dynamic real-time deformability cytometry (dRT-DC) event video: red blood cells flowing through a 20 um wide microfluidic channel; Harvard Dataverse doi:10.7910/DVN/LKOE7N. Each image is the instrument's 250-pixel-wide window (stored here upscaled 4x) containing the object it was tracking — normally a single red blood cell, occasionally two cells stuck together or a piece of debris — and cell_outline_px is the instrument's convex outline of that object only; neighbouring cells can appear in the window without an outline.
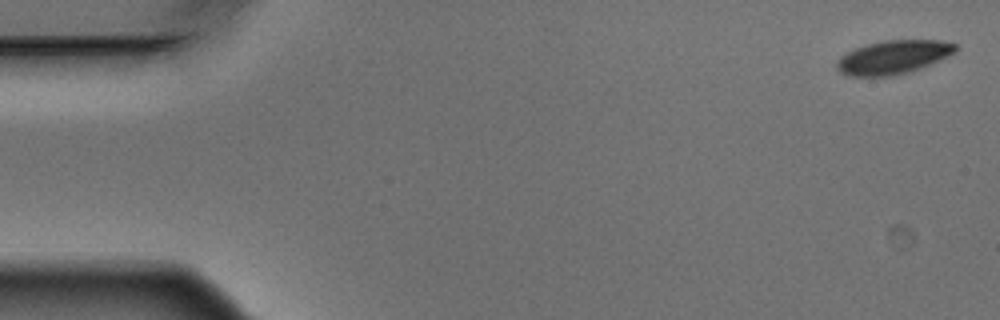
{"species": "Egyptian fruit bat (a non-hibernating species)", "species_latin": "Rousettus aegyptiacus", "temperature_condition": "warm", "stored_images_in_passage": 5, "camera_frame_rate_fps": 3000, "um_per_image_px": 0.085, "animal": {"sex": "male"}, "frame": {"image": 1, "passage_image": 1, "time_ms": 0.0, "image_size_px": [1000, 320], "cell_outline_px": [[956, 52], [948, 56], [920, 68], [908, 72], [892, 76], [848, 76], [840, 72], [836, 68], [836, 64], [840, 56], [856, 48], [868, 44], [884, 40], [940, 40], [956, 44]], "centroid_in_image_um": [75.91, 4.86], "position_along_channel_um": 9.1, "area_um2": 23.12}}
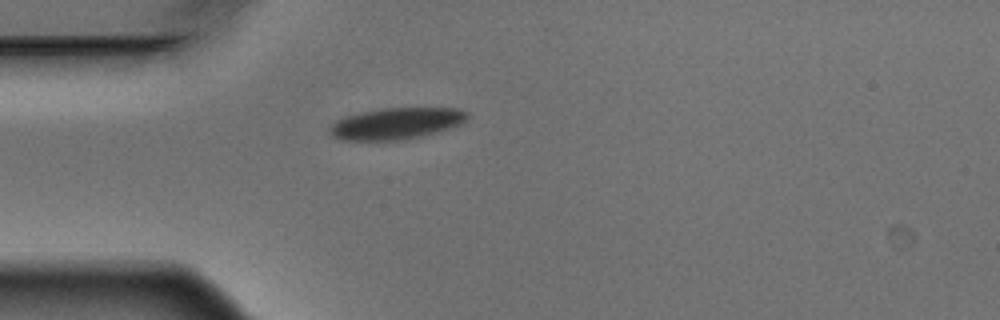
{"frame": {"image": 2, "passage_image": 5, "time_ms": 1.333, "image_size_px": [1000, 320], "cell_outline_px": [[468, 116], [460, 124], [452, 128], [404, 140], [340, 140], [332, 136], [328, 132], [328, 128], [336, 120], [344, 116], [384, 108], [456, 108], [468, 112]], "centroid_in_image_um": [33.65, 10.5], "position_along_channel_um": 51.3, "area_um2": 25.2}}